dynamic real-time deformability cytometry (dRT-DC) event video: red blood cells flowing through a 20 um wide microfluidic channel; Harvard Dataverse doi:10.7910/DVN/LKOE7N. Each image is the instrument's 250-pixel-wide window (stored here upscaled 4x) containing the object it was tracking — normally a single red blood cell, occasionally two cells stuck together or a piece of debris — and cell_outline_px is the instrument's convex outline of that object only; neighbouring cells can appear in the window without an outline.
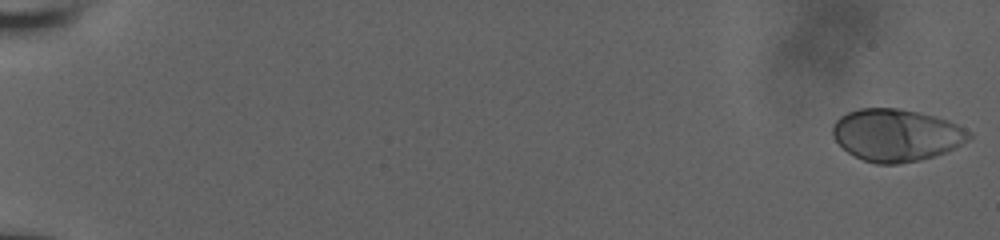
{"species": "human", "species_latin": "Homo sapiens", "temperature_condition": "room temperature", "stored_images_in_passage": 22, "camera_frame_rate_fps": 3000, "um_per_image_px": 0.085, "donor": {"sex": "male"}, "frame": {"image": 1, "passage_image": 1, "time_ms": 0.0, "image_size_px": [1000, 240], "cell_outline_px": [[972, 136], [960, 144], [944, 152], [920, 160], [900, 164], [876, 164], [864, 160], [848, 152], [836, 140], [832, 132], [832, 128], [836, 120], [840, 116], [848, 112], [860, 108], [900, 108], [920, 112], [948, 120], [972, 132]], "centroid_in_image_um": [76.17, 11.47], "position_along_channel_um": 8.8, "area_um2": 41.27}}
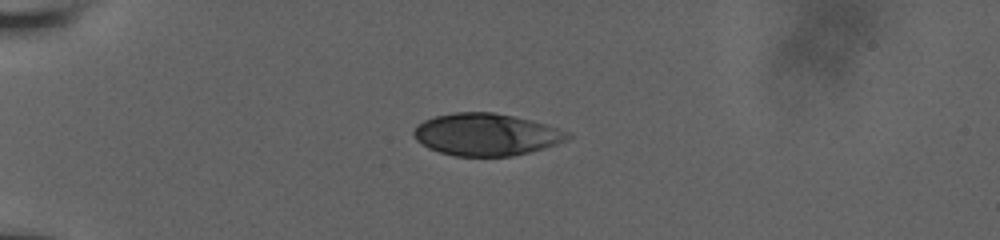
{"frame": {"image": 2, "passage_image": 17, "time_ms": 5.333, "image_size_px": [1000, 240], "cell_outline_px": [[572, 136], [568, 140], [544, 148], [512, 156], [452, 156], [428, 148], [416, 140], [412, 132], [416, 124], [424, 120], [436, 116], [456, 112], [492, 112], [512, 116], [544, 124], [568, 132]], "centroid_in_image_um": [41.28, 11.44], "position_along_channel_um": 43.7, "area_um2": 37.63}}